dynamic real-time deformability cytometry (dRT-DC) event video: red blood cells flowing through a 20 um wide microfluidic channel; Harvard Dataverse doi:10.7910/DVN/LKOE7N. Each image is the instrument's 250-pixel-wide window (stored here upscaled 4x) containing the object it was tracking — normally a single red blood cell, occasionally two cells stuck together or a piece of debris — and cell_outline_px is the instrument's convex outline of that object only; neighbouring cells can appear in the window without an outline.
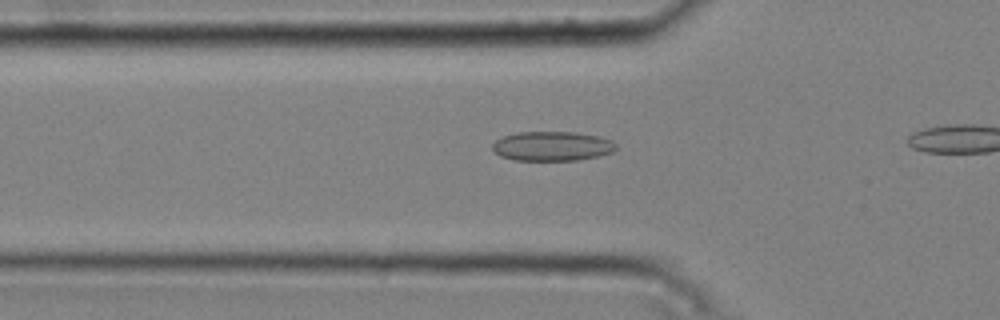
{"species": "common noctule bat (a hibernating species)", "species_latin": "Nyctalus noctula", "temperature_condition": "cold", "stored_images_in_passage": 17, "camera_frame_rate_fps": 3000, "um_per_image_px": 0.085, "animal": {"sex": "male", "body_mass_g": 20.4}, "frame": {"image": 1, "passage_image": 8, "time_ms": 2.333, "image_size_px": [1000, 320], "cell_outline_px": [[616, 148], [612, 152], [600, 156], [576, 160], [512, 160], [500, 156], [492, 148], [492, 144], [496, 140], [504, 136], [516, 132], [576, 132], [600, 136], [612, 140], [616, 144]], "centroid_in_image_um": [46.95, 12.42], "position_along_channel_um": 78.9, "area_um2": 21.33}}
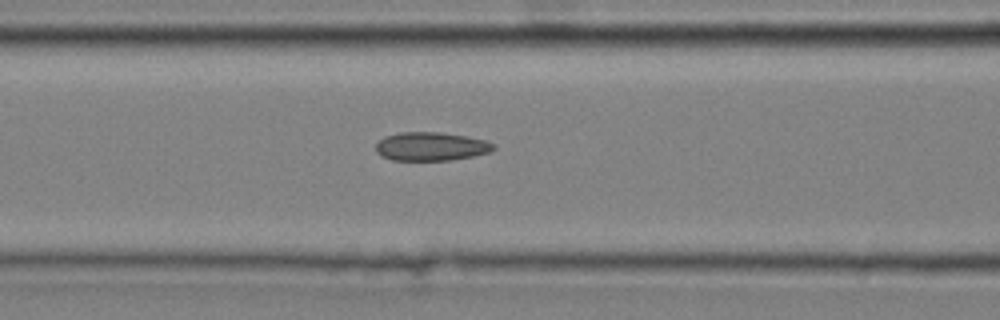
{"frame": {"image": 2, "passage_image": 12, "time_ms": 3.667, "image_size_px": [1000, 320], "cell_outline_px": [[496, 148], [492, 152], [472, 156], [448, 160], [392, 160], [380, 156], [376, 152], [376, 144], [384, 136], [400, 132], [440, 132], [468, 136], [488, 140], [496, 144]], "centroid_in_image_um": [36.67, 12.44], "position_along_channel_um": 129.9, "area_um2": 19.88}}
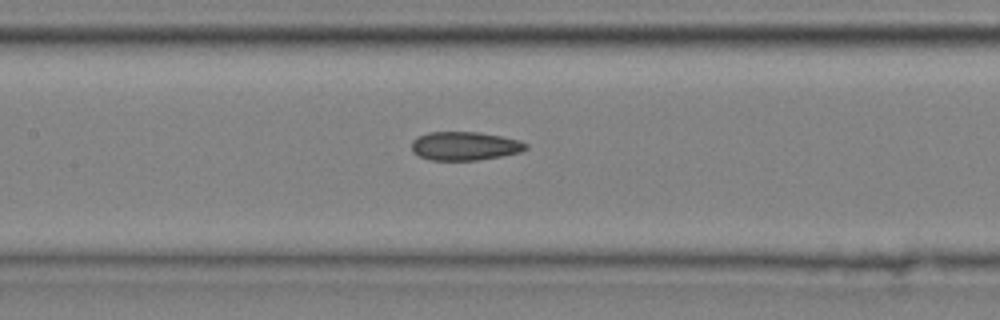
{"frame": {"image": 3, "passage_image": 15, "time_ms": 4.667, "image_size_px": [1000, 320], "cell_outline_px": [[528, 148], [520, 152], [500, 156], [476, 160], [432, 160], [420, 156], [412, 152], [412, 140], [416, 136], [428, 132], [480, 132], [520, 140], [528, 144]], "centroid_in_image_um": [39.49, 12.4], "position_along_channel_um": 167.9, "area_um2": 19.07}}